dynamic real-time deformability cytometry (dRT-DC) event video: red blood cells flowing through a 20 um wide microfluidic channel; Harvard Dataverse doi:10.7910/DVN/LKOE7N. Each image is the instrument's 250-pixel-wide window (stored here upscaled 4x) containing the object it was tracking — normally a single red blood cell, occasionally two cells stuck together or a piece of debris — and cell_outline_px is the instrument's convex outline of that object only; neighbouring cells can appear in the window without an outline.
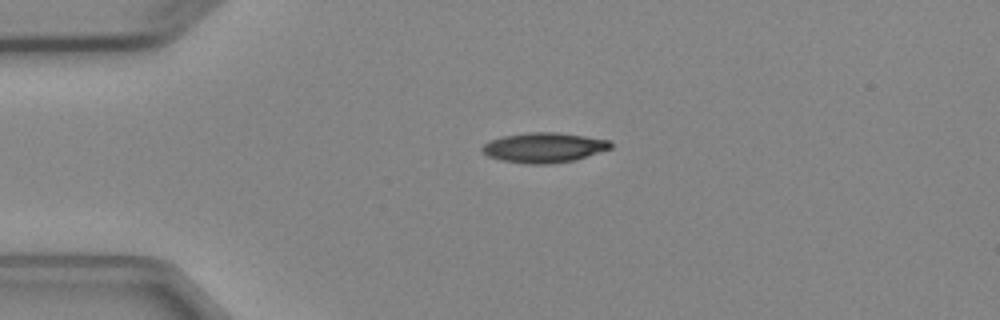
{"species": "Egyptian fruit bat (a non-hibernating species)", "species_latin": "Rousettus aegyptiacus", "temperature_condition": "cold", "stored_images_in_passage": 7, "camera_frame_rate_fps": 3000, "um_per_image_px": 0.085, "animal": {"sex": "female"}, "frame": {"image": 1, "passage_image": 3, "time_ms": 2.333, "image_size_px": [1000, 320], "cell_outline_px": [[612, 148], [572, 160], [552, 164], [528, 164], [500, 160], [488, 156], [480, 148], [484, 144], [492, 140], [504, 136], [528, 132], [556, 132], [612, 140]], "centroid_in_image_um": [46.24, 12.54], "position_along_channel_um": 38.8, "area_um2": 22.25}}